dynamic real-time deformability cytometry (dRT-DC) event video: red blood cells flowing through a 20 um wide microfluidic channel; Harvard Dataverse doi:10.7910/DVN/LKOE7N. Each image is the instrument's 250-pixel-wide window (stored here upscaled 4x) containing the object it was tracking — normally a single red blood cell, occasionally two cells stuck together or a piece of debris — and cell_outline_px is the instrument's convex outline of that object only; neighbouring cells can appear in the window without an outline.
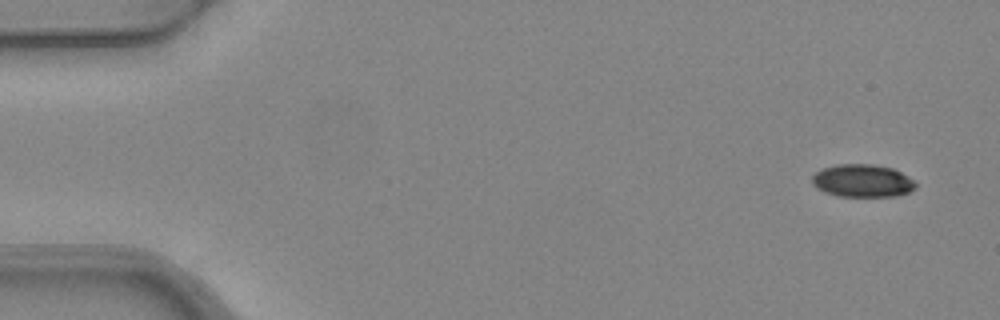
{"species": "common noctule bat (a hibernating species)", "species_latin": "Nyctalus noctula", "temperature_condition": "warm", "stored_images_in_passage": 3, "camera_frame_rate_fps": 3000, "um_per_image_px": 0.085, "animal": {"sex": "female", "body_mass_g": 24.6, "forearm_length_mm": 56.2}, "frame": {"image": 1, "passage_image": 1, "time_ms": 0.0, "image_size_px": [1000, 320], "cell_outline_px": [[916, 188], [908, 192], [896, 196], [836, 196], [824, 192], [816, 188], [812, 184], [812, 176], [816, 172], [824, 168], [840, 164], [872, 164], [892, 168], [908, 176], [916, 184]], "centroid_in_image_um": [73.29, 15.37], "position_along_channel_um": 11.7, "area_um2": 19.71}}